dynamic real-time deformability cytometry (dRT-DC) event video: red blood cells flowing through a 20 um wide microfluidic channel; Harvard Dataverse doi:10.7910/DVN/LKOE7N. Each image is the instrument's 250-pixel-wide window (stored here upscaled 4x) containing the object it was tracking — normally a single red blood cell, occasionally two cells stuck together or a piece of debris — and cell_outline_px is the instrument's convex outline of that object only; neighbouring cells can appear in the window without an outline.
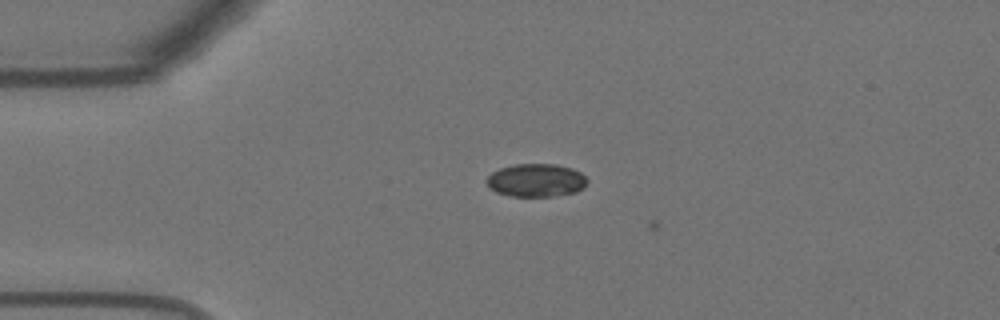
{"species": "Egyptian fruit bat (a non-hibernating species)", "species_latin": "Rousettus aegyptiacus", "temperature_condition": "warm", "stored_images_in_passage": 4, "camera_frame_rate_fps": 3000, "um_per_image_px": 0.085, "animal": {"sex": "female"}, "frame": {"image": 1, "passage_image": 3, "time_ms": 0.667, "image_size_px": [1000, 320], "cell_outline_px": [[588, 184], [584, 188], [576, 192], [552, 196], [512, 196], [496, 192], [488, 188], [484, 180], [492, 172], [500, 168], [516, 164], [556, 164], [572, 168], [580, 172], [588, 180]], "centroid_in_image_um": [45.56, 15.32], "position_along_channel_um": 39.4, "area_um2": 19.59}}